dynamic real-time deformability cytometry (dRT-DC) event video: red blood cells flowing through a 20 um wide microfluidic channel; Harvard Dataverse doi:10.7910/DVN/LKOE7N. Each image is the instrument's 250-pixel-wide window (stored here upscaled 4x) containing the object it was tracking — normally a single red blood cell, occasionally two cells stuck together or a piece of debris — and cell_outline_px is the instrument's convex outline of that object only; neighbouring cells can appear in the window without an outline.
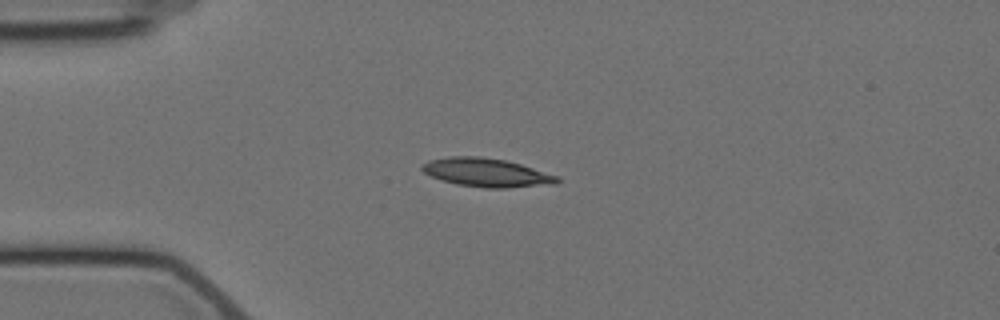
{"species": "Egyptian fruit bat (a non-hibernating species)", "species_latin": "Rousettus aegyptiacus", "temperature_condition": "cold", "stored_images_in_passage": 4, "camera_frame_rate_fps": 3000, "um_per_image_px": 0.085, "animal": {"sex": "female"}, "frame": {"image": 1, "passage_image": 1, "time_ms": 0.0, "image_size_px": [1000, 320], "cell_outline_px": [[560, 180], [556, 184], [508, 188], [484, 188], [456, 184], [432, 176], [424, 172], [420, 168], [420, 164], [428, 160], [448, 156], [480, 156], [504, 160], [520, 164], [560, 176]], "centroid_in_image_um": [41.36, 14.67], "position_along_channel_um": 43.6, "area_um2": 22.66}}
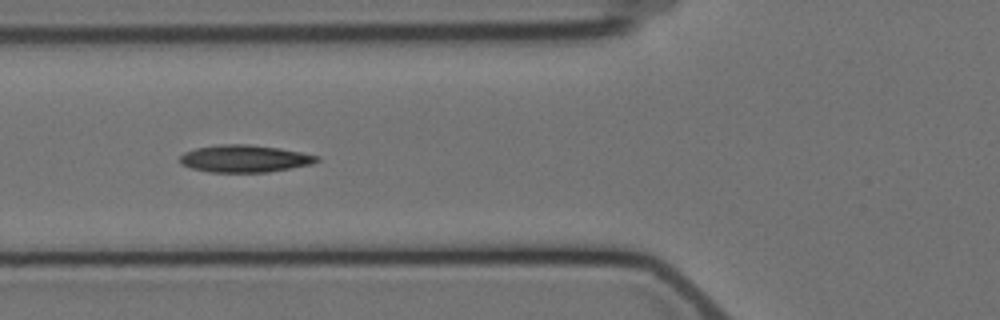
{"frame": {"image": 2, "passage_image": 3, "time_ms": 2.333, "image_size_px": [1000, 320], "cell_outline_px": [[320, 160], [312, 164], [268, 172], [208, 172], [192, 168], [180, 164], [180, 156], [184, 152], [196, 148], [220, 144], [248, 144], [280, 148], [320, 156]], "centroid_in_image_um": [20.79, 13.48], "position_along_channel_um": 105.0, "area_um2": 21.79}}
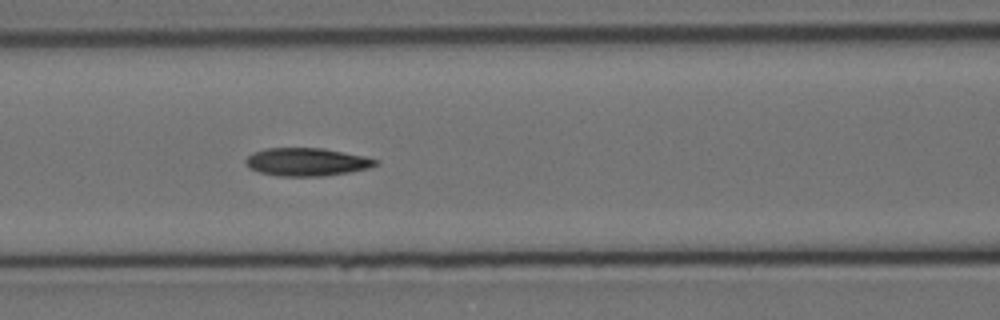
{"frame": {"image": 3, "passage_image": 4, "time_ms": 3.333, "image_size_px": [1000, 320], "cell_outline_px": [[380, 164], [368, 168], [348, 172], [324, 176], [276, 176], [260, 172], [248, 168], [244, 160], [252, 152], [264, 148], [324, 148], [364, 156], [380, 160]], "centroid_in_image_um": [26.06, 13.76], "position_along_channel_um": 140.5, "area_um2": 21.39}}